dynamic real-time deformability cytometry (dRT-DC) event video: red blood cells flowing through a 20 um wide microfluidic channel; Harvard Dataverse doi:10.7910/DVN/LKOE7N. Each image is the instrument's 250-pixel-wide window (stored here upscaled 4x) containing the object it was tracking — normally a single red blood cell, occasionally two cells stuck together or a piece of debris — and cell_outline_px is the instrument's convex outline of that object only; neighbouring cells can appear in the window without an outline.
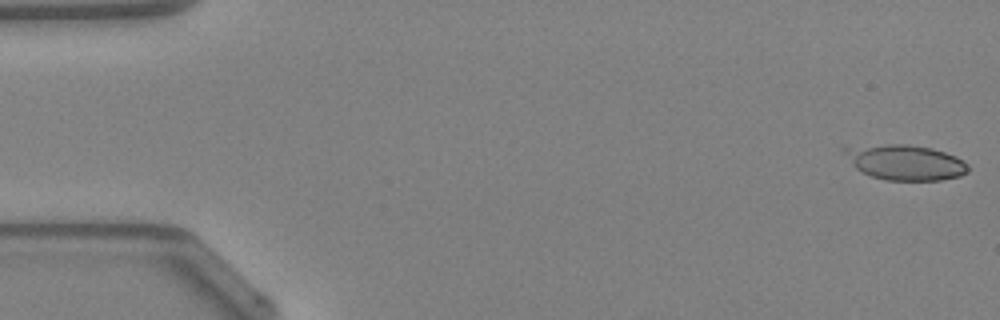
{"species": "Egyptian fruit bat (a non-hibernating species)", "species_latin": "Rousettus aegyptiacus", "temperature_condition": "warm", "stored_images_in_passage": 48, "camera_frame_rate_fps": 3000, "um_per_image_px": 0.085, "animal": {"sex": "female"}, "frame": {"image": 1, "passage_image": 1, "time_ms": 0.0, "image_size_px": [1000, 320], "cell_outline_px": [[968, 172], [960, 176], [940, 180], [888, 180], [872, 176], [856, 168], [840, 148], [888, 144], [908, 144], [932, 148], [956, 156], [968, 164]], "centroid_in_image_um": [76.98, 13.8], "position_along_channel_um": 8.0, "area_um2": 25.14}}
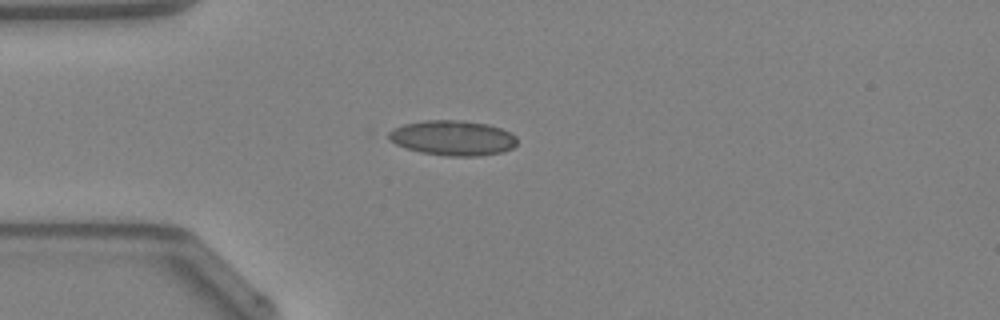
{"frame": {"image": 2, "passage_image": 13, "time_ms": 4.0, "image_size_px": [1000, 320], "cell_outline_px": [[516, 144], [512, 148], [504, 152], [480, 156], [448, 156], [420, 152], [396, 144], [388, 140], [384, 132], [392, 128], [404, 124], [428, 120], [464, 120], [488, 124], [512, 132], [516, 136]], "centroid_in_image_um": [38.46, 11.72], "position_along_channel_um": 46.5, "area_um2": 26.59}}
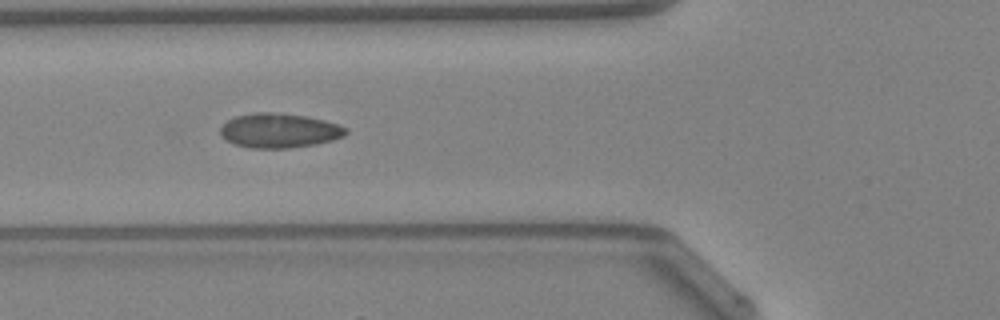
{"frame": {"image": 3, "passage_image": 18, "time_ms": 5.667, "image_size_px": [1000, 320], "cell_outline_px": [[348, 132], [344, 136], [332, 140], [316, 144], [288, 148], [252, 148], [236, 144], [220, 136], [220, 128], [228, 120], [236, 116], [256, 112], [272, 112], [308, 116], [324, 120], [348, 128]], "centroid_in_image_um": [23.75, 11.09], "position_along_channel_um": 102.0, "area_um2": 25.14}, "authors_computed_cell_mechanics": {"area_um2": 23.8425, "velocity_mm_per_s": 4.2786, "shape_relaxation_time_tau1_ms": null, "shape_relaxation_time_tau2_ms": 0.8873, "deformation_change_tau1": null, "deformation_change_tau2": 0.058}}